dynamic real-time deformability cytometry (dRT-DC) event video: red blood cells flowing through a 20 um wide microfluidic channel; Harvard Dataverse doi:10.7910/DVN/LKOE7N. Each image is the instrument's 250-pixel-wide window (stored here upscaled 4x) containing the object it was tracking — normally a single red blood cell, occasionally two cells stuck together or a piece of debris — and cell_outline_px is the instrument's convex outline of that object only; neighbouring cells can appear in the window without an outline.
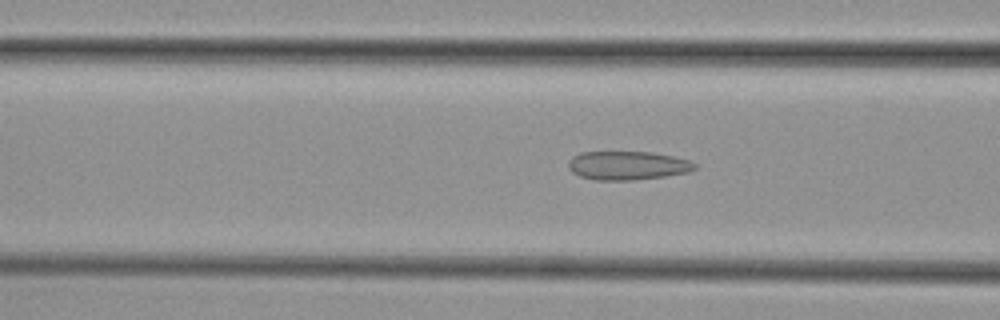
{"species": "common noctule bat (a hibernating species)", "species_latin": "Nyctalus noctula", "temperature_condition": "cold", "stored_images_in_passage": 40, "camera_frame_rate_fps": 3000, "um_per_image_px": 0.085, "animal": {"sex": "female", "body_mass_g": 29.2, "forearm_length_mm": 56.3}, "frame": {"image": 1, "passage_image": 21, "time_ms": 6.667, "image_size_px": [1000, 320], "cell_outline_px": [[696, 168], [688, 172], [664, 176], [632, 180], [596, 180], [580, 176], [572, 172], [568, 168], [568, 160], [572, 156], [580, 152], [652, 152], [672, 156], [688, 160], [696, 164]], "centroid_in_image_um": [53.3, 14.06], "position_along_channel_um": 113.3, "area_um2": 21.1}}
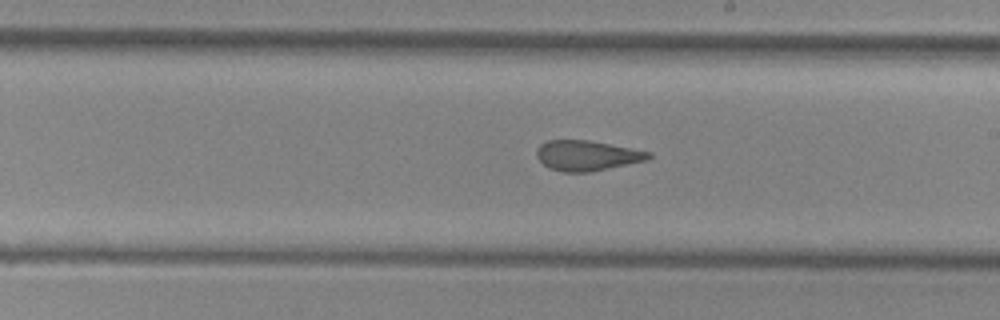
{"frame": {"image": 2, "passage_image": 31, "time_ms": 10.0, "image_size_px": [1000, 320], "cell_outline_px": [[652, 156], [648, 160], [592, 172], [564, 172], [548, 168], [536, 156], [536, 152], [540, 144], [548, 140], [588, 140], [652, 152]], "centroid_in_image_um": [49.91, 13.23], "position_along_channel_um": 239.1, "area_um2": 19.77}}
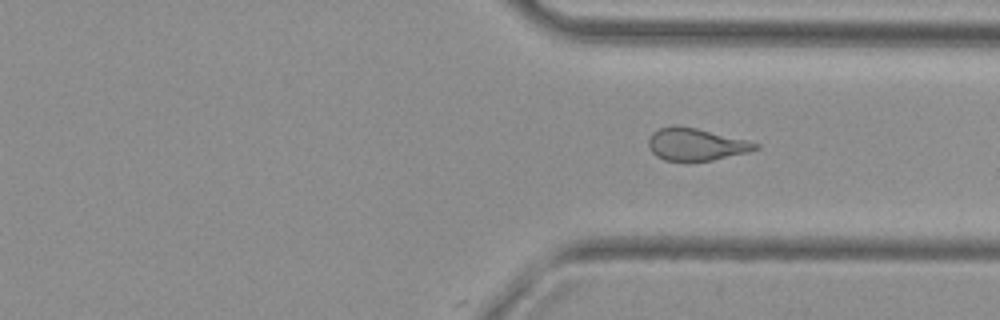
{"frame": {"image": 3, "passage_image": 40, "time_ms": 13.0, "image_size_px": [1000, 320], "cell_outline_px": [[760, 148], [748, 152], [712, 160], [664, 160], [656, 156], [648, 148], [648, 140], [652, 132], [660, 128], [672, 124], [676, 124], [696, 128], [760, 144]], "centroid_in_image_um": [59.1, 12.25], "position_along_channel_um": 352.3, "area_um2": 19.94}}